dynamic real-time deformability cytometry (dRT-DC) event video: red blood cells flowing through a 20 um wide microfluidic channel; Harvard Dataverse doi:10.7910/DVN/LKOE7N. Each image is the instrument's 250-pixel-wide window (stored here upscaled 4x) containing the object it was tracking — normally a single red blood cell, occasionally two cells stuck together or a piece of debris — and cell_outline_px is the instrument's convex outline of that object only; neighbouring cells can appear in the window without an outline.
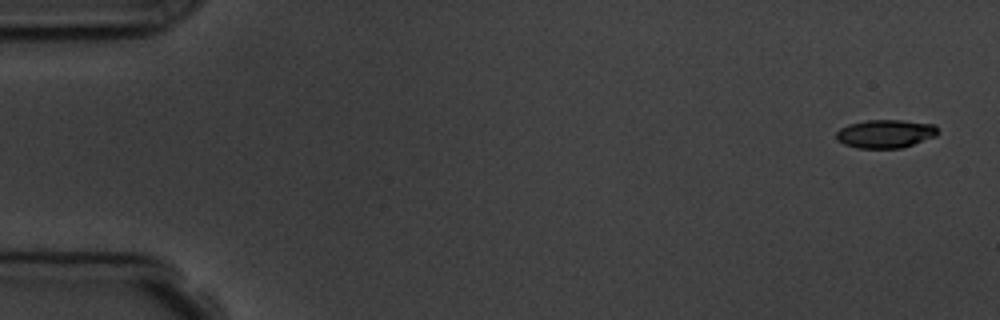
{"species": "common noctule bat (a hibernating species)", "species_latin": "Nyctalus noctula", "temperature_condition": "room temperature", "stored_images_in_passage": 4, "camera_frame_rate_fps": 3000, "um_per_image_px": 0.085, "animal": {"sex": "male", "body_mass_g": 19.5, "forearm_length_mm": 54.6}, "frame": {"image": 1, "passage_image": 1, "time_ms": 0.0, "image_size_px": [1000, 320], "cell_outline_px": [[940, 132], [936, 136], [900, 148], [856, 148], [844, 144], [836, 140], [836, 132], [840, 128], [848, 124], [868, 120], [904, 120], [936, 124], [940, 128]], "centroid_in_image_um": [75.28, 11.36], "position_along_channel_um": 9.7, "area_um2": 16.99}}